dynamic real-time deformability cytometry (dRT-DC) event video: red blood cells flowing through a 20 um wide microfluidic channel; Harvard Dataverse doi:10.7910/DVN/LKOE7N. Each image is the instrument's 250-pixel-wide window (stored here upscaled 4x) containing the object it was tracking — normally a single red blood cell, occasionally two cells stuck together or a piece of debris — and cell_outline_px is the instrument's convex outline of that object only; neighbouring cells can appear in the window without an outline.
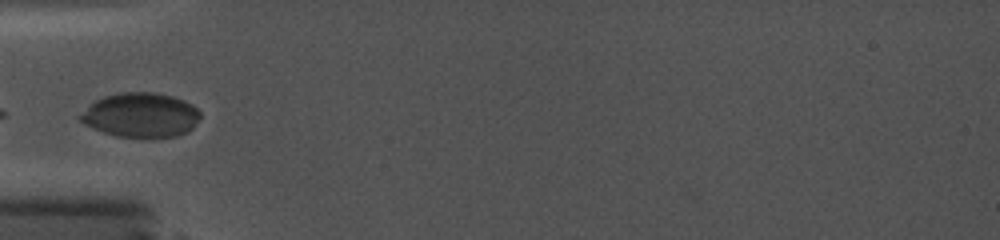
{"species": "common noctule bat (a hibernating species)", "species_latin": "Nyctalus noctula", "temperature_condition": "cold", "stored_images_in_passage": 47, "camera_frame_rate_fps": 5000, "um_per_image_px": 0.085, "animal": {"sex": "female", "body_mass_g": 19.0, "forearm_length_mm": 56.7}, "frame": {"image": 1, "passage_image": 1, "time_ms": 0.0, "image_size_px": [1000, 240], "cell_outline_px": [[200, 116], [192, 128], [188, 132], [176, 136], [116, 136], [104, 132], [84, 124], [76, 116], [96, 100], [104, 96], [120, 92], [152, 92], [172, 96], [184, 100], [192, 104], [200, 112]], "centroid_in_image_um": [11.95, 9.76], "position_along_channel_um": 73.1, "area_um2": 30.81}}
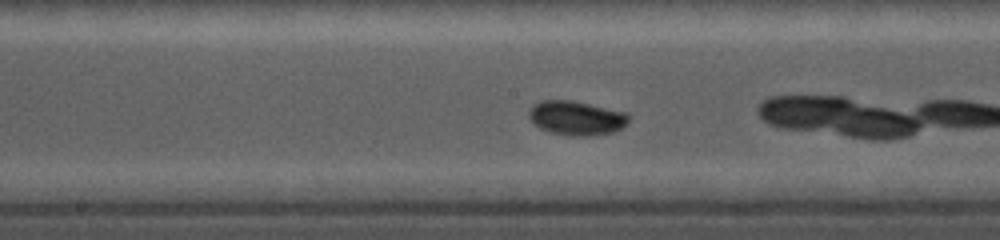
{"frame": {"image": 2, "passage_image": 13, "time_ms": 2.0, "image_size_px": [1000, 240], "cell_outline_px": [[632, 116], [628, 124], [612, 132], [588, 136], [568, 136], [552, 132], [540, 128], [528, 116], [528, 112], [532, 104], [540, 100], [572, 100], [628, 112]], "centroid_in_image_um": [49.03, 10.01], "position_along_channel_um": 199.2, "area_um2": 20.17}}
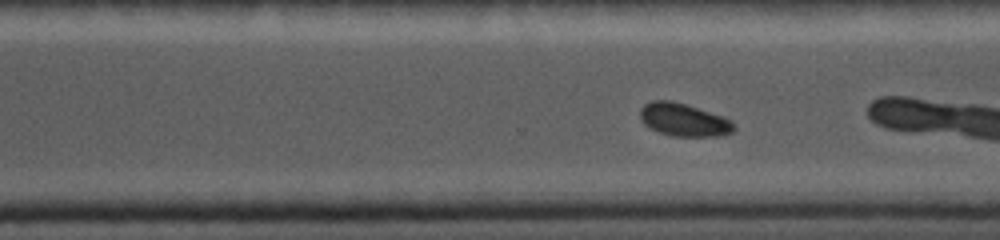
{"frame": {"image": 3, "passage_image": 29, "time_ms": 5.0, "image_size_px": [1000, 240], "cell_outline_px": [[736, 128], [732, 132], [716, 136], [672, 136], [660, 132], [644, 124], [640, 120], [640, 108], [644, 104], [652, 100], [672, 100], [724, 116], [732, 120], [736, 124]], "centroid_in_image_um": [58.13, 10.17], "position_along_channel_um": 312.5, "area_um2": 18.09}}